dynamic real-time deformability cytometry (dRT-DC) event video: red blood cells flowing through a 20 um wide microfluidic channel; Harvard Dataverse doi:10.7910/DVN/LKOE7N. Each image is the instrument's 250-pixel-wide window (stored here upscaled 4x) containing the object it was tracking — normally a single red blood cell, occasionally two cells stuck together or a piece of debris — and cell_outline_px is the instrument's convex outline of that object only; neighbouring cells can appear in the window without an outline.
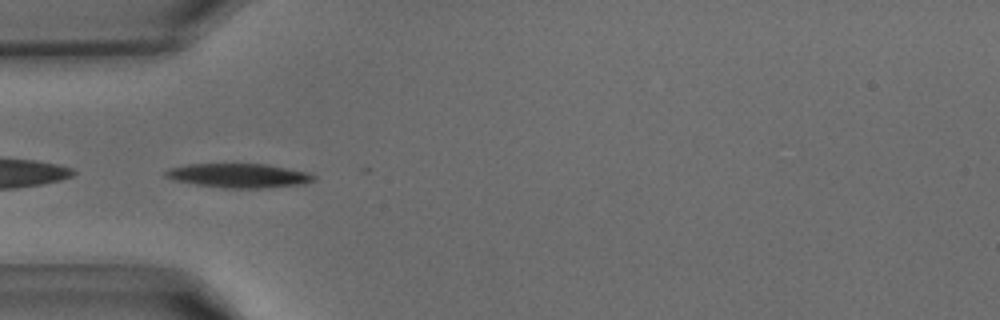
{"species": "common noctule bat (a hibernating species)", "species_latin": "Nyctalus noctula", "temperature_condition": "warm", "stored_images_in_passage": 37, "camera_frame_rate_fps": 3000, "um_per_image_px": 0.085, "animal": {"sex": "male", "body_mass_g": 15.6}, "frame": {"image": 1, "passage_image": 9, "time_ms": 2.667, "image_size_px": [1000, 320], "cell_outline_px": [[316, 180], [304, 184], [268, 188], [224, 188], [196, 184], [172, 180], [164, 176], [164, 172], [168, 168], [184, 164], [268, 164], [312, 172], [316, 176]], "centroid_in_image_um": [20.34, 14.92], "position_along_channel_um": 64.7, "area_um2": 21.33}}
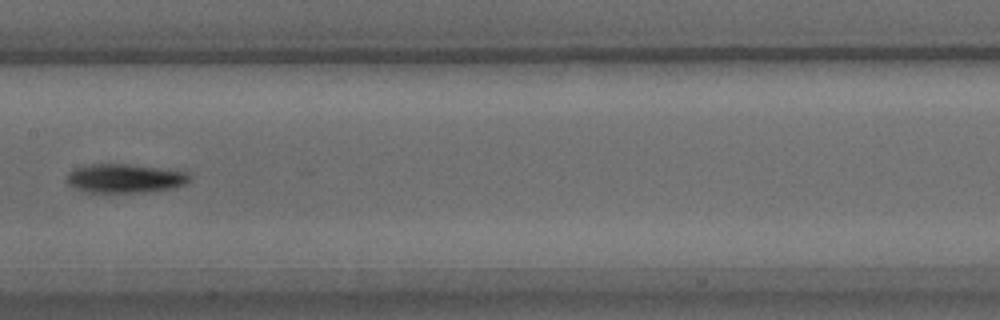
{"frame": {"image": 2, "passage_image": 17, "time_ms": 5.333, "image_size_px": [1000, 320], "cell_outline_px": [[192, 180], [184, 184], [172, 188], [136, 192], [88, 192], [76, 188], [68, 184], [68, 172], [76, 168], [92, 164], [128, 164], [160, 168], [188, 172], [192, 176]], "centroid_in_image_um": [10.65, 15.15], "position_along_channel_um": 196.7, "area_um2": 20.4}}
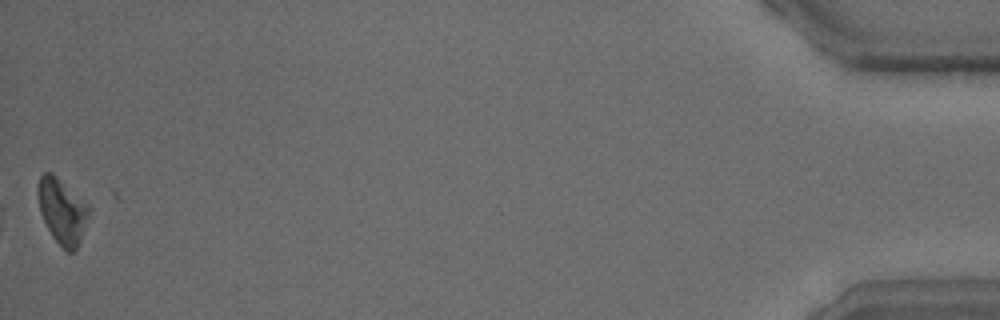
{"frame": {"image": 3, "passage_image": 37, "time_ms": 12.0, "image_size_px": [1000, 320], "cell_outline_px": [[92, 208], [80, 240], [76, 248], [72, 252], [68, 252], [52, 236], [40, 212], [36, 192], [36, 184], [40, 176], [44, 172], [52, 172], [88, 204]], "centroid_in_image_um": [5.27, 17.89], "position_along_channel_um": 429.9, "area_um2": 19.42}}